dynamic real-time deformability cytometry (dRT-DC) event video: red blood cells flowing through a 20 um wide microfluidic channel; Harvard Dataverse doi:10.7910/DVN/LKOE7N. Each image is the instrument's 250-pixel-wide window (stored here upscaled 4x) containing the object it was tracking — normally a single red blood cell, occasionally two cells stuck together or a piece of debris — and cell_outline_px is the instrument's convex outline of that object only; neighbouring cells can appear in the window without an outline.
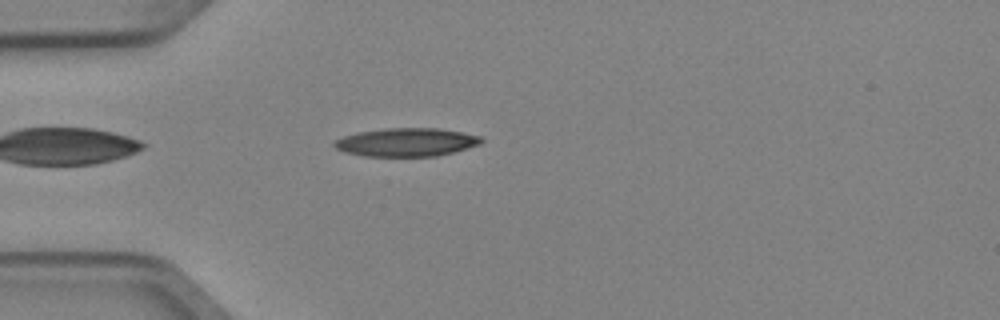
{"species": "Egyptian fruit bat (a non-hibernating species)", "species_latin": "Rousettus aegyptiacus", "temperature_condition": "cold", "stored_images_in_passage": 1, "camera_frame_rate_fps": 3000, "um_per_image_px": 0.085, "animal": {"sex": "female"}, "frame": {"image": 1, "passage_image": 1, "time_ms": 0.0, "image_size_px": [1000, 320], "cell_outline_px": [[484, 140], [480, 144], [452, 152], [436, 156], [364, 156], [344, 152], [336, 148], [332, 144], [336, 140], [344, 136], [356, 132], [384, 128], [440, 128], [480, 136]], "centroid_in_image_um": [34.52, 12.08], "position_along_channel_um": 50.5, "area_um2": 24.22}}